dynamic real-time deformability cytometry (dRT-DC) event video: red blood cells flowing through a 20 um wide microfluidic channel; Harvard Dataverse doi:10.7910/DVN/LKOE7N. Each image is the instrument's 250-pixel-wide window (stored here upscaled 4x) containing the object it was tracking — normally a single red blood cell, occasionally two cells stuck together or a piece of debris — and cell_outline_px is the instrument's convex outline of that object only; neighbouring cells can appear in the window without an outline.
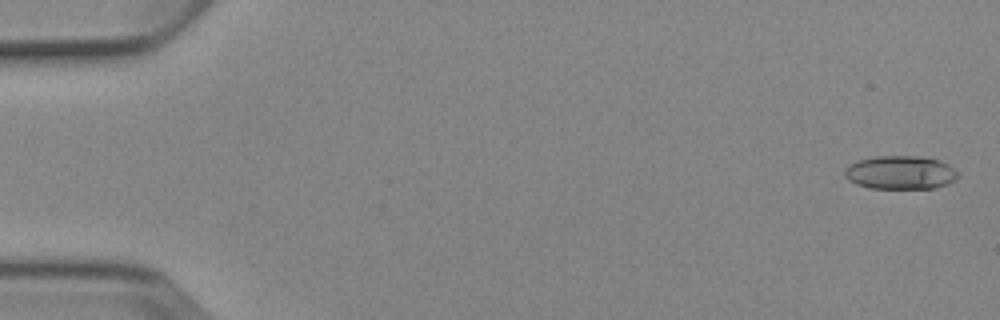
{"species": "Egyptian fruit bat (a non-hibernating species)", "species_latin": "Rousettus aegyptiacus", "temperature_condition": "cold", "stored_images_in_passage": 4, "camera_frame_rate_fps": 3000, "um_per_image_px": 0.085, "animal": {"sex": "female"}, "frame": {"image": 1, "passage_image": 1, "time_ms": 0.0, "image_size_px": [1000, 320], "cell_outline_px": [[960, 176], [956, 180], [948, 184], [936, 188], [868, 188], [856, 184], [848, 180], [844, 176], [844, 168], [860, 160], [876, 156], [920, 156], [940, 160], [948, 164], [960, 172]], "centroid_in_image_um": [76.58, 14.67], "position_along_channel_um": 8.4, "area_um2": 22.37}}
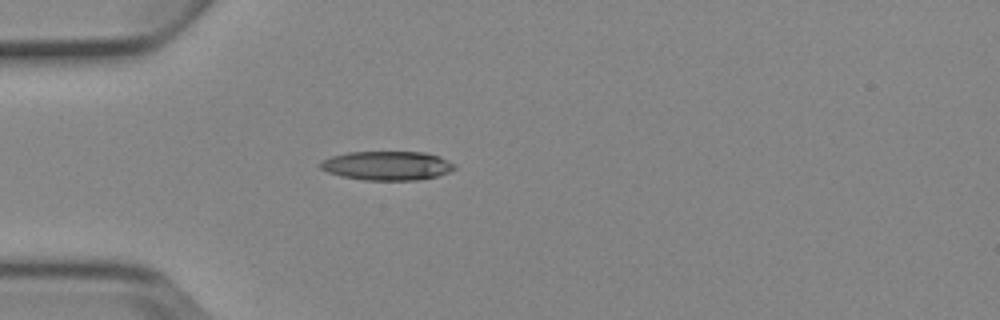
{"frame": {"image": 2, "passage_image": 4, "time_ms": 4.667, "image_size_px": [1000, 320], "cell_outline_px": [[456, 168], [448, 172], [436, 176], [416, 180], [364, 180], [340, 176], [328, 172], [320, 168], [320, 164], [324, 160], [332, 156], [348, 152], [424, 152], [440, 156], [456, 164]], "centroid_in_image_um": [32.93, 14.08], "position_along_channel_um": 52.1, "area_um2": 22.66}}